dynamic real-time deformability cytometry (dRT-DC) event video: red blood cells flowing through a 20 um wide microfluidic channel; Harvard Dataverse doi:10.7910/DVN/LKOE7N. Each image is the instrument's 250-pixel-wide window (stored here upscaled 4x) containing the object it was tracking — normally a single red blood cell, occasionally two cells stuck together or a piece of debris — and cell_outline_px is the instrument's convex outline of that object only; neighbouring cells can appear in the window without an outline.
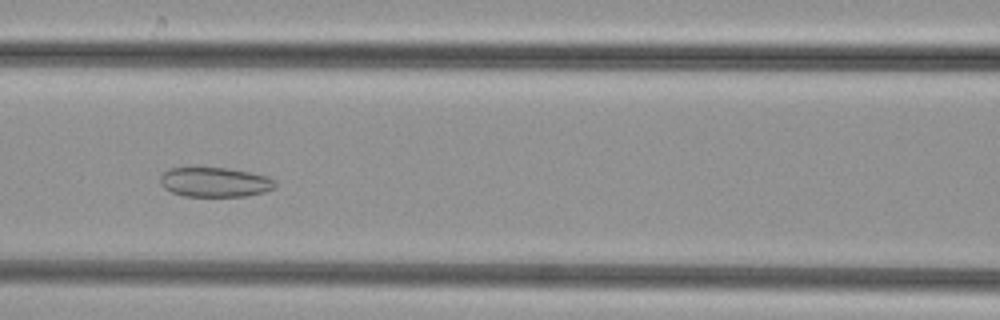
{"species": "common noctule bat (a hibernating species)", "species_latin": "Nyctalus noctula", "temperature_condition": "cold", "stored_images_in_passage": 47, "camera_frame_rate_fps": 3000, "um_per_image_px": 0.085, "animal": {"sex": "female", "body_mass_g": 29.2, "forearm_length_mm": 56.3}, "frame": {"image": 1, "passage_image": 18, "time_ms": 5.667, "image_size_px": [1000, 320], "cell_outline_px": [[276, 188], [264, 192], [244, 196], [184, 196], [172, 192], [164, 188], [160, 184], [160, 176], [168, 168], [228, 168], [268, 176], [276, 180]], "centroid_in_image_um": [18.28, 15.48], "position_along_channel_um": 148.3, "area_um2": 19.88}}
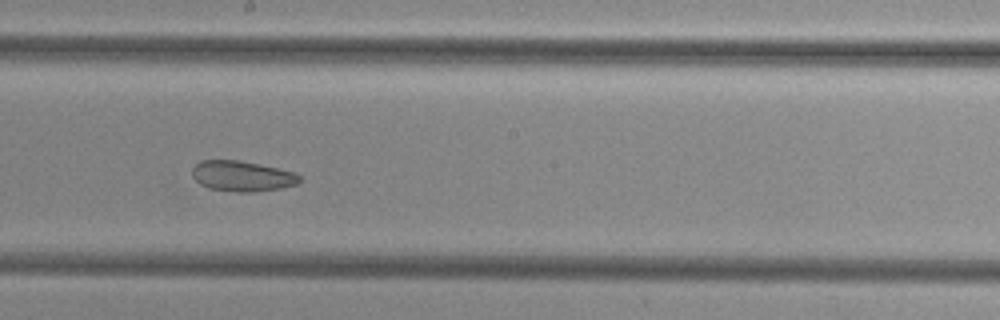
{"frame": {"image": 2, "passage_image": 24, "time_ms": 7.667, "image_size_px": [1000, 320], "cell_outline_px": [[304, 180], [296, 184], [280, 188], [252, 192], [236, 192], [208, 188], [200, 184], [192, 176], [192, 168], [200, 160], [240, 160], [260, 164], [296, 172]], "centroid_in_image_um": [20.6, 14.96], "position_along_channel_um": 227.6, "area_um2": 19.25}}
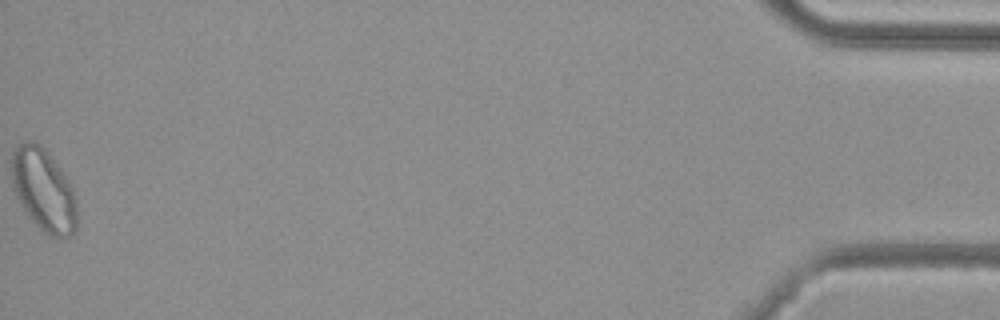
{"frame": {"image": 3, "passage_image": 47, "time_ms": 15.333, "image_size_px": [1000, 320], "cell_outline_px": [[76, 228], [68, 236], [52, 236], [44, 232], [28, 216], [20, 204], [12, 188], [12, 152], [20, 144], [32, 140], [40, 144], [48, 152], [68, 180], [72, 188], [76, 200]], "centroid_in_image_um": [3.69, 16.14], "position_along_channel_um": 431.5, "area_um2": 31.04}}